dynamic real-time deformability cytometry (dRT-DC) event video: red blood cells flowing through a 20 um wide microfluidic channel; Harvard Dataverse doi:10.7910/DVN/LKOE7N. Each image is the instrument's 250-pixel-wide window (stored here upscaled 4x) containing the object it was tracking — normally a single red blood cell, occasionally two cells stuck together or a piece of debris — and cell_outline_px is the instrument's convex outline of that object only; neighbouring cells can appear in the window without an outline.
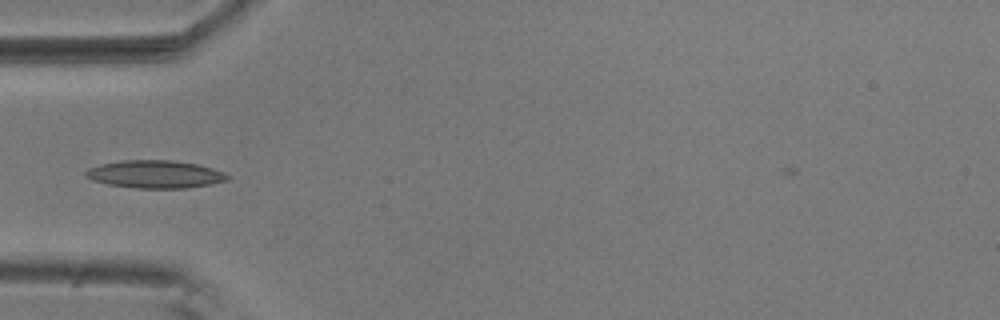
{"species": "common noctule bat (a hibernating species)", "species_latin": "Nyctalus noctula", "temperature_condition": "room temperature", "stored_images_in_passage": 38, "camera_frame_rate_fps": 3000, "um_per_image_px": 0.085, "animal": {"sex": "male", "body_mass_g": 20.5, "forearm_length_mm": 52.5}, "frame": {"image": 1, "passage_image": 1, "time_ms": 0.0, "image_size_px": [1000, 320], "cell_outline_px": [[232, 176], [228, 180], [212, 184], [188, 188], [132, 188], [108, 184], [92, 180], [84, 176], [84, 172], [88, 168], [100, 164], [120, 160], [172, 160], [196, 164], [212, 168], [224, 172]], "centroid_in_image_um": [13.18, 14.81], "position_along_channel_um": 71.8, "area_um2": 23.18}}
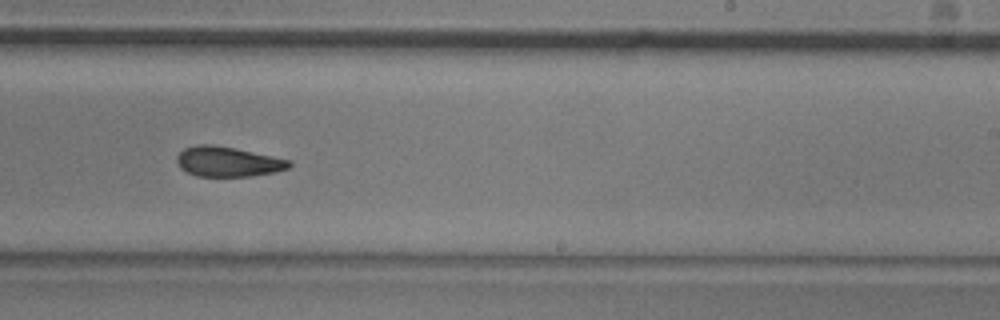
{"frame": {"image": 2, "passage_image": 17, "time_ms": 5.333, "image_size_px": [1000, 320], "cell_outline_px": [[292, 164], [288, 168], [276, 172], [252, 176], [196, 176], [180, 168], [176, 160], [176, 156], [184, 148], [196, 144], [212, 144], [292, 160]], "centroid_in_image_um": [19.36, 13.74], "position_along_channel_um": 269.6, "area_um2": 19.59}}
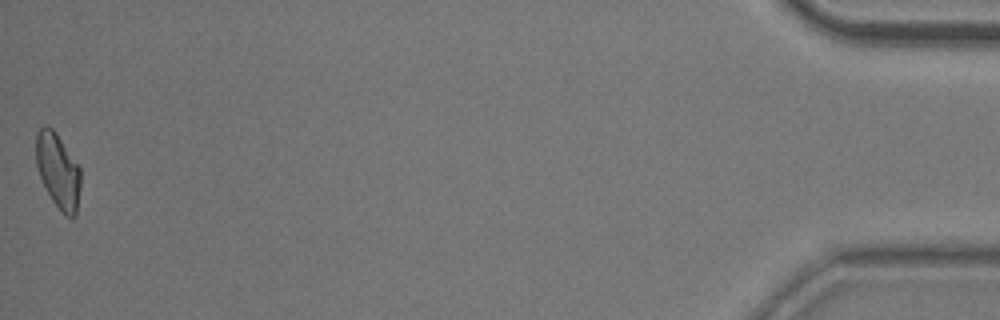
{"frame": {"image": 3, "passage_image": 38, "time_ms": 12.333, "image_size_px": [1000, 320], "cell_outline_px": [[80, 188], [76, 216], [72, 220], [52, 200], [40, 176], [36, 164], [36, 132], [44, 124], [48, 124], [56, 132], [80, 168]], "centroid_in_image_um": [4.93, 14.48], "position_along_channel_um": 430.3, "area_um2": 19.31}}